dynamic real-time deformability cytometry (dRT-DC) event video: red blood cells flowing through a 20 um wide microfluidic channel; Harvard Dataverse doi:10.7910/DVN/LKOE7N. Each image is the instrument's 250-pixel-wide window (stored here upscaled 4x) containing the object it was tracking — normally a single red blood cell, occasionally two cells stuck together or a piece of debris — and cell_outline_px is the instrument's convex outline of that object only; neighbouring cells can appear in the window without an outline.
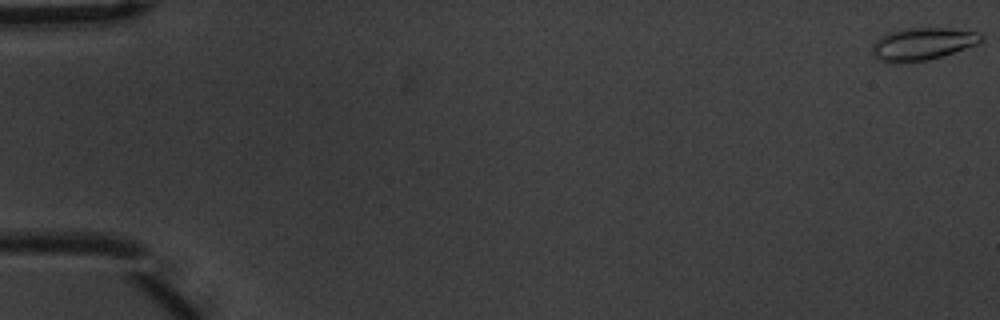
{"species": "common noctule bat (a hibernating species)", "species_latin": "Nyctalus noctula", "temperature_condition": "warm", "stored_images_in_passage": 9, "camera_frame_rate_fps": 3000, "um_per_image_px": 0.085, "animal": {"sex": "male", "body_mass_g": 20.1, "forearm_length_mm": 53.5}, "frame": {"image": 1, "passage_image": 1, "time_ms": 0.0, "image_size_px": [1000, 320], "cell_outline_px": [[984, 40], [976, 44], [944, 56], [928, 60], [880, 60], [872, 52], [872, 44], [880, 36], [888, 32], [904, 28], [948, 28], [980, 32], [984, 36]], "centroid_in_image_um": [78.48, 3.68], "position_along_channel_um": 6.5, "area_um2": 20.17}}
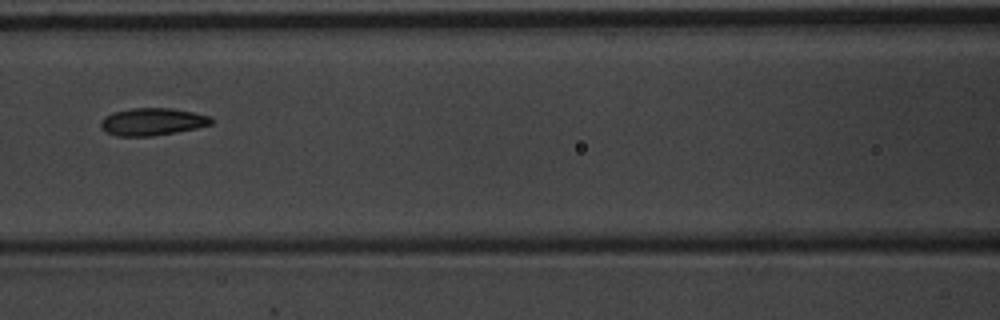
{"frame": {"image": 2, "passage_image": 8, "time_ms": 2.333, "image_size_px": [1000, 320], "cell_outline_px": [[212, 124], [196, 128], [176, 132], [152, 136], [116, 136], [104, 132], [100, 128], [100, 120], [104, 116], [112, 112], [132, 108], [172, 108], [192, 112], [208, 116], [212, 120]], "centroid_in_image_um": [12.87, 10.35], "position_along_channel_um": 153.7, "area_um2": 17.74}}
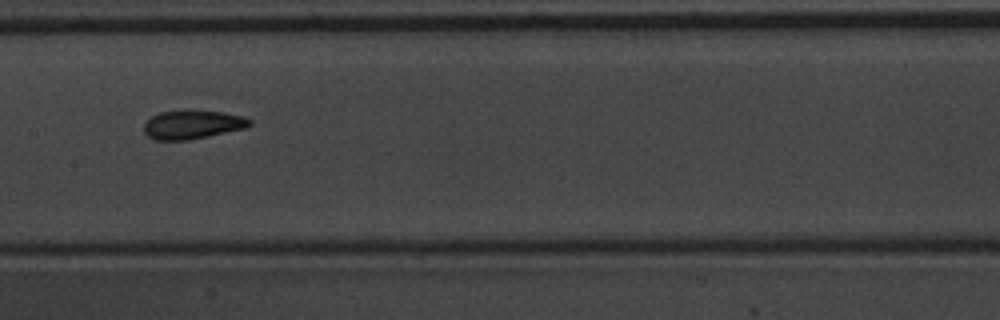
{"frame": {"image": 3, "passage_image": 9, "time_ms": 2.667, "image_size_px": [1000, 320], "cell_outline_px": [[252, 124], [244, 128], [208, 136], [188, 140], [152, 140], [144, 132], [144, 124], [152, 116], [160, 112], [224, 112], [244, 116], [252, 120]], "centroid_in_image_um": [16.36, 10.62], "position_along_channel_um": 191.0, "area_um2": 17.22}}